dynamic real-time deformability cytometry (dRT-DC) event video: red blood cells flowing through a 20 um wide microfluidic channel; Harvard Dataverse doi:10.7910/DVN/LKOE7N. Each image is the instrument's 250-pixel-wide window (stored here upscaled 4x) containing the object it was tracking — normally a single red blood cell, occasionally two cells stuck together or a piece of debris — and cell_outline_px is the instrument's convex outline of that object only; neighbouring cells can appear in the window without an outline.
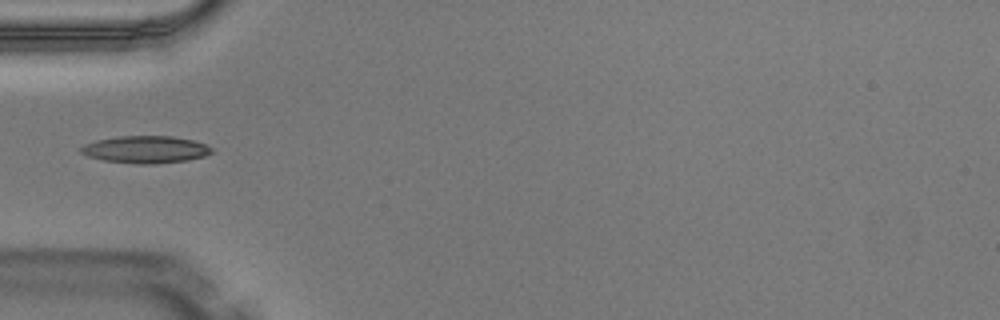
{"species": "Egyptian fruit bat (a non-hibernating species)", "species_latin": "Rousettus aegyptiacus", "temperature_condition": "warm", "stored_images_in_passage": 5, "camera_frame_rate_fps": 3000, "um_per_image_px": 0.085, "animal": {"sex": "male"}, "frame": {"image": 1, "passage_image": 4, "time_ms": 1.0, "image_size_px": [1000, 320], "cell_outline_px": [[212, 152], [204, 156], [188, 160], [156, 164], [136, 164], [104, 160], [88, 156], [80, 152], [80, 148], [84, 144], [96, 140], [120, 136], [172, 136], [192, 140], [204, 144], [212, 148]], "centroid_in_image_um": [12.36, 12.71], "position_along_channel_um": 72.6, "area_um2": 20.69}}